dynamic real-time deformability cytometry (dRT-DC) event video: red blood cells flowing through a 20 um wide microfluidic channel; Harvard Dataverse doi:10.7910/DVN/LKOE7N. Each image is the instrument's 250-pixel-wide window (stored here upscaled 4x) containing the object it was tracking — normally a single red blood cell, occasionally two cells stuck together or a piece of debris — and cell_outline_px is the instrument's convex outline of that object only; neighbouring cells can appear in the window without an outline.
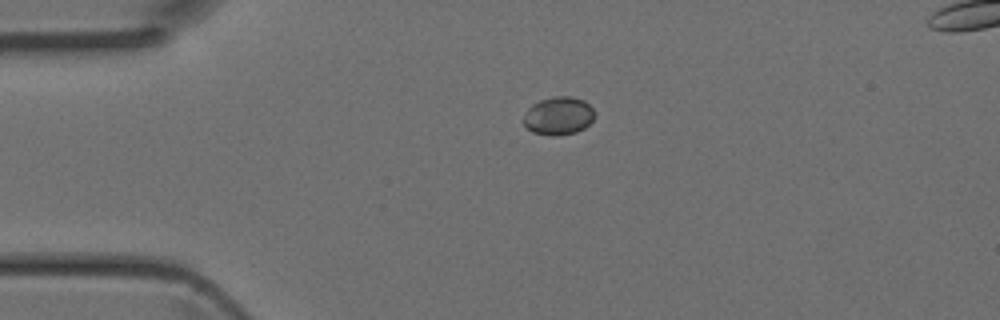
{"species": "Egyptian fruit bat (a non-hibernating species)", "species_latin": "Rousettus aegyptiacus", "temperature_condition": "room temperature", "stored_images_in_passage": 2, "camera_frame_rate_fps": 3000, "um_per_image_px": 0.085, "animal": {"sex": "female"}, "frame": {"image": 1, "passage_image": 1, "time_ms": 0.0, "image_size_px": [1000, 320], "cell_outline_px": [[596, 112], [592, 120], [584, 128], [576, 132], [556, 136], [552, 136], [532, 132], [524, 124], [524, 116], [528, 108], [532, 104], [540, 100], [552, 96], [572, 96], [584, 100]], "centroid_in_image_um": [47.48, 9.84], "position_along_channel_um": 37.5, "area_um2": 15.84}}